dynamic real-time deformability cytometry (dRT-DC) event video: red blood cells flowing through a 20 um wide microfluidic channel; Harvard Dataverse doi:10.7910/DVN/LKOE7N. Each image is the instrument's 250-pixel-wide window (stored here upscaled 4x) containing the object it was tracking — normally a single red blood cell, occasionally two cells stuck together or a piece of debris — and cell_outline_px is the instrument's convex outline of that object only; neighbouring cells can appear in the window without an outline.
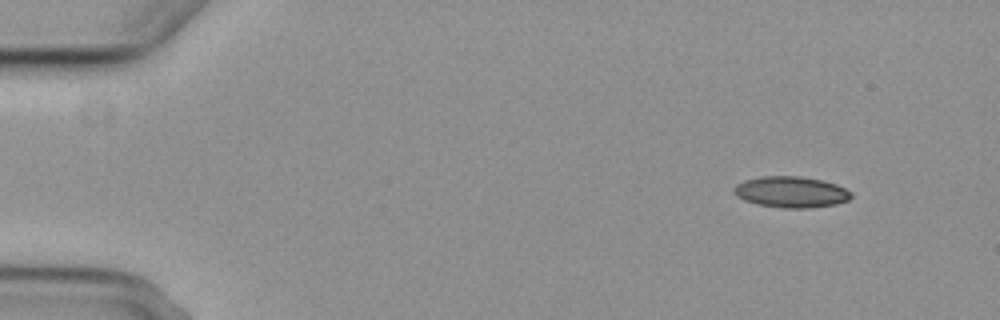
{"species": "common noctule bat (a hibernating species)", "species_latin": "Nyctalus noctula", "temperature_condition": "cold", "stored_images_in_passage": 4, "camera_frame_rate_fps": 3000, "um_per_image_px": 0.085, "animal": {"sex": "female", "body_mass_g": 29.2, "forearm_length_mm": 56.3}, "frame": {"image": 1, "passage_image": 1, "time_ms": 0.0, "image_size_px": [1000, 320], "cell_outline_px": [[852, 196], [848, 200], [836, 204], [808, 208], [784, 208], [760, 204], [744, 200], [736, 196], [732, 192], [732, 188], [736, 184], [744, 180], [760, 176], [800, 176], [824, 180], [836, 184], [852, 192]], "centroid_in_image_um": [67.23, 16.31], "position_along_channel_um": 17.8, "area_um2": 21.39}}
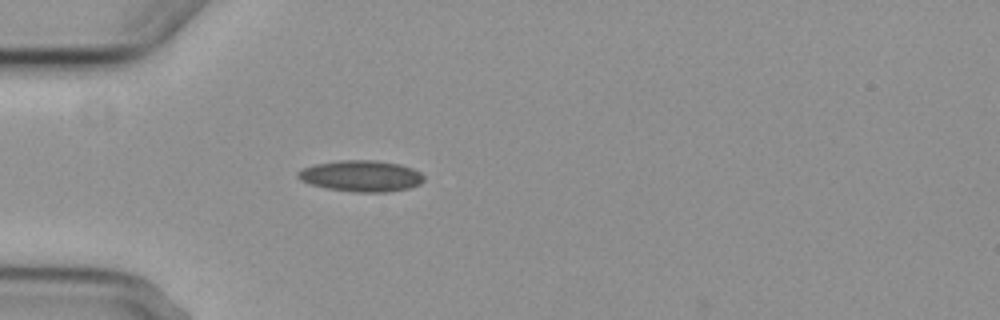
{"frame": {"image": 2, "passage_image": 4, "time_ms": 3.667, "image_size_px": [1000, 320], "cell_outline_px": [[424, 180], [420, 184], [408, 188], [388, 192], [352, 192], [328, 188], [312, 184], [300, 180], [296, 176], [296, 172], [304, 168], [316, 164], [340, 160], [372, 160], [400, 164], [412, 168], [420, 172], [424, 176]], "centroid_in_image_um": [30.71, 14.96], "position_along_channel_um": 54.3, "area_um2": 22.83}}